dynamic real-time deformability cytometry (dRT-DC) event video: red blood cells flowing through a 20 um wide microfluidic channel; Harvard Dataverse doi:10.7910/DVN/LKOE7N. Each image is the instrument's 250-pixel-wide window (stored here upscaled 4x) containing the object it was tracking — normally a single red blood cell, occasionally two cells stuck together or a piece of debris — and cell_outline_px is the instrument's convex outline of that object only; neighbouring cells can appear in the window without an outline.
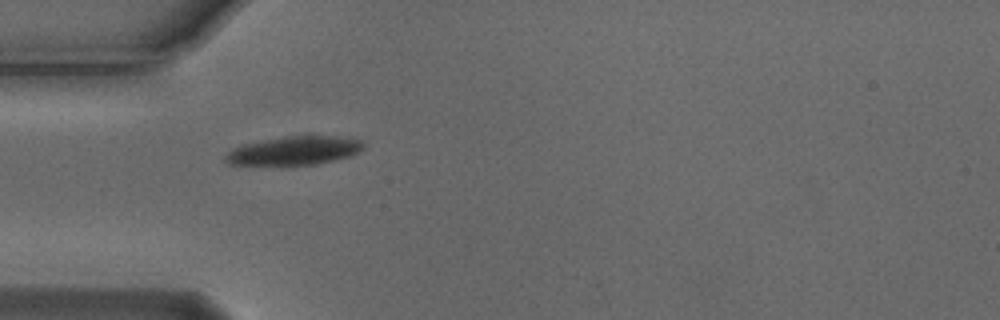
{"species": "Egyptian fruit bat (a non-hibernating species)", "species_latin": "Rousettus aegyptiacus", "temperature_condition": "cold", "stored_images_in_passage": 36, "camera_frame_rate_fps": 3000, "um_per_image_px": 0.085, "animal": {"sex": "male"}, "frame": {"image": 1, "passage_image": 1, "time_ms": 0.0, "image_size_px": [1000, 320], "cell_outline_px": [[364, 148], [352, 156], [336, 160], [316, 164], [228, 164], [224, 160], [224, 156], [232, 148], [240, 144], [284, 136], [336, 136], [360, 140], [364, 144]], "centroid_in_image_um": [25.01, 12.79], "position_along_channel_um": 60.0, "area_um2": 22.95}}
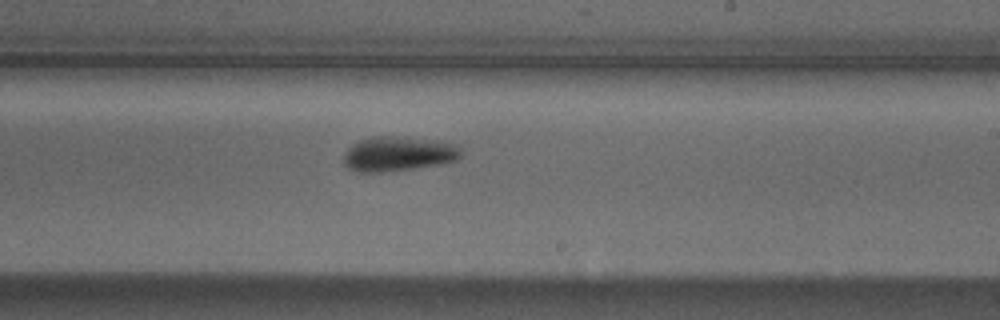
{"frame": {"image": 2, "passage_image": 17, "time_ms": 5.333, "image_size_px": [1000, 320], "cell_outline_px": [[460, 156], [456, 160], [440, 164], [412, 168], [380, 172], [360, 172], [348, 168], [344, 164], [344, 156], [348, 148], [352, 144], [360, 140], [372, 136], [388, 136], [436, 140], [456, 144], [460, 148]], "centroid_in_image_um": [33.83, 13.07], "position_along_channel_um": 255.2, "area_um2": 23.47}}
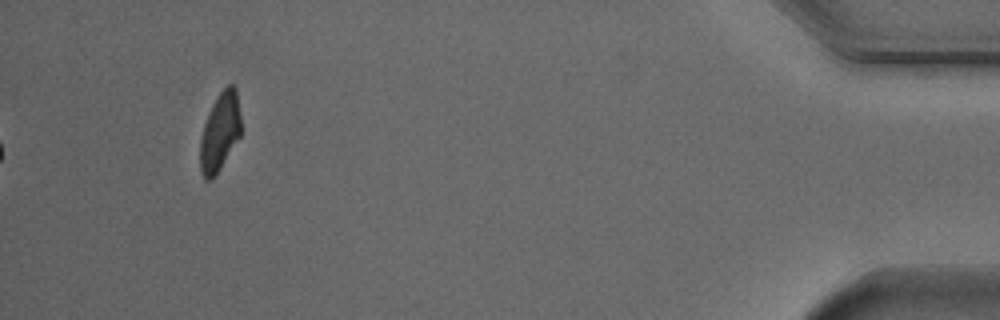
{"frame": {"image": 3, "passage_image": 36, "time_ms": 11.667, "image_size_px": [1000, 320], "cell_outline_px": [[240, 136], [216, 176], [212, 180], [204, 180], [200, 172], [200, 140], [204, 124], [208, 112], [216, 96], [228, 84], [232, 84], [236, 88], [240, 116]], "centroid_in_image_um": [18.67, 11.24], "position_along_channel_um": 416.5, "area_um2": 18.79}, "authors_computed_cell_mechanics": {"area_um2": 22.4553, "velocity_mm_per_s": 3.7103, "shape_relaxation_time_tau1_ms": 2.4144, "shape_relaxation_time_tau2_ms": null, "deformation_change_tau1": 0.1349, "deformation_change_tau2": null}}